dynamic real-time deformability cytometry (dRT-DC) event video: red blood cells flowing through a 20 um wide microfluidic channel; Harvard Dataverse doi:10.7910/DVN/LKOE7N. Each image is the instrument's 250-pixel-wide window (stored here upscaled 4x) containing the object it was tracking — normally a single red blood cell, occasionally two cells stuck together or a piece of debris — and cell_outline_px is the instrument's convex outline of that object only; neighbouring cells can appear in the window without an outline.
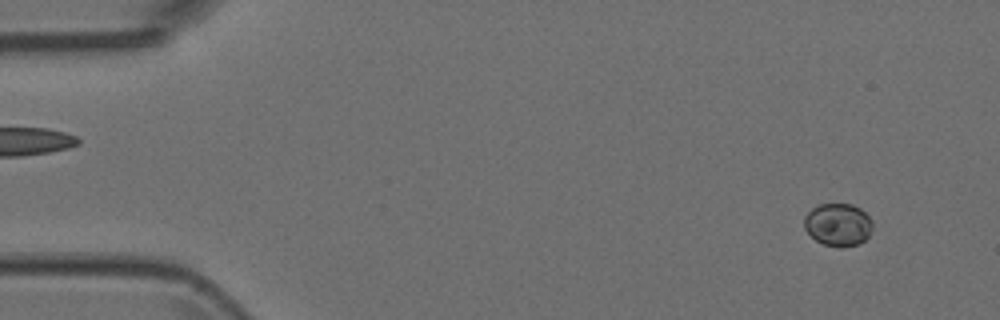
{"species": "Egyptian fruit bat (a non-hibernating species)", "species_latin": "Rousettus aegyptiacus", "temperature_condition": "room temperature", "stored_images_in_passage": 4, "camera_frame_rate_fps": 3000, "um_per_image_px": 0.085, "animal": {"sex": "female"}, "frame": {"image": 1, "passage_image": 1, "time_ms": 0.0, "image_size_px": [1000, 320], "cell_outline_px": [[872, 228], [868, 236], [864, 240], [856, 244], [840, 248], [824, 244], [816, 240], [804, 228], [804, 216], [812, 208], [820, 204], [852, 204], [860, 208], [868, 216], [872, 224]], "centroid_in_image_um": [71.22, 19.09], "position_along_channel_um": 13.8, "area_um2": 16.88}}
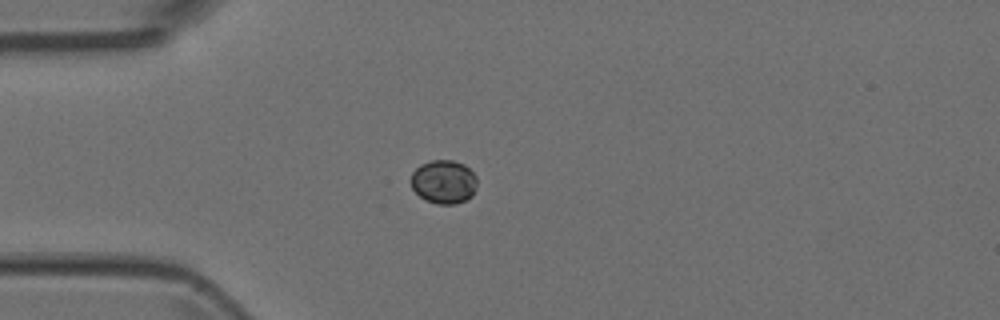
{"frame": {"image": 2, "passage_image": 3, "time_ms": 0.667, "image_size_px": [1000, 320], "cell_outline_px": [[476, 188], [472, 196], [456, 204], [436, 204], [420, 196], [412, 188], [408, 180], [412, 172], [420, 164], [432, 160], [452, 160], [464, 164], [476, 176]], "centroid_in_image_um": [37.69, 15.44], "position_along_channel_um": 47.3, "area_um2": 16.94}}